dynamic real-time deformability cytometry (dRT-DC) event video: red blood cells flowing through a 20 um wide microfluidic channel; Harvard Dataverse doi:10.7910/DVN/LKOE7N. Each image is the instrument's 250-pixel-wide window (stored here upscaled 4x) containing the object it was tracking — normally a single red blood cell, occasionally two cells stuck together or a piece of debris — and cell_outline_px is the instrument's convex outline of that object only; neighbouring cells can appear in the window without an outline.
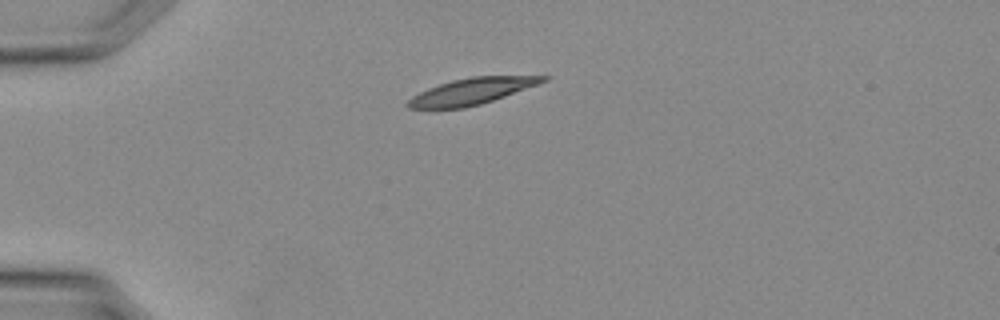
{"species": "Egyptian fruit bat (a non-hibernating species)", "species_latin": "Rousettus aegyptiacus", "temperature_condition": "warm", "stored_images_in_passage": 28, "camera_frame_rate_fps": 3000, "um_per_image_px": 0.085, "animal": {"sex": "female"}, "frame": {"image": 1, "passage_image": 1, "time_ms": 0.0, "image_size_px": [1000, 320], "cell_outline_px": [[548, 80], [504, 96], [480, 104], [464, 108], [408, 108], [404, 104], [412, 96], [428, 88], [452, 80], [472, 76], [548, 76]], "centroid_in_image_um": [40.04, 7.76], "position_along_channel_um": 45.0, "area_um2": 20.35}}
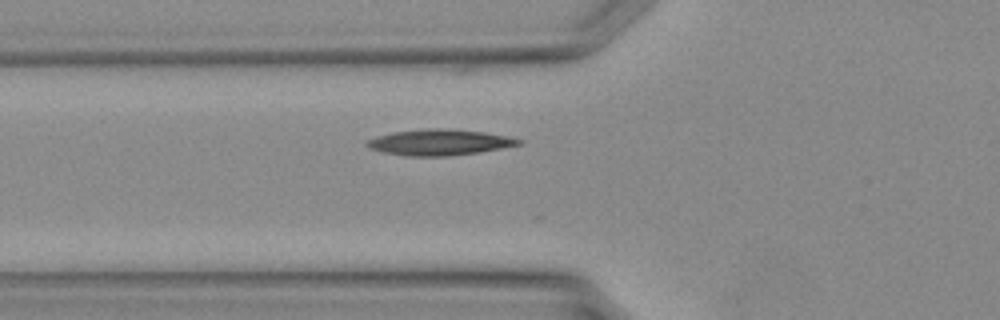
{"frame": {"image": 2, "passage_image": 5, "time_ms": 1.333, "image_size_px": [1000, 320], "cell_outline_px": [[524, 144], [480, 152], [448, 156], [404, 156], [384, 152], [372, 148], [364, 144], [368, 140], [376, 136], [392, 132], [428, 128], [448, 128], [484, 132], [508, 136], [524, 140]], "centroid_in_image_um": [37.4, 12.09], "position_along_channel_um": 88.4, "area_um2": 23.06}}